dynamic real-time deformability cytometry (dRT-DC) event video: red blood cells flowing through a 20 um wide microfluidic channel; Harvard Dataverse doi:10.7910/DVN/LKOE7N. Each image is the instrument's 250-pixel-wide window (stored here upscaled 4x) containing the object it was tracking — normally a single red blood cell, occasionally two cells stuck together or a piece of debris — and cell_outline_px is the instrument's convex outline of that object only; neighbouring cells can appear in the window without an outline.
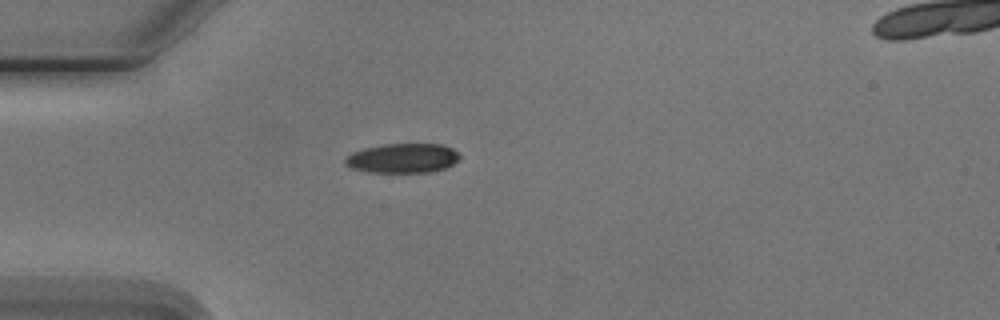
{"species": "Egyptian fruit bat (a non-hibernating species)", "species_latin": "Rousettus aegyptiacus", "temperature_condition": "cold", "stored_images_in_passage": 2, "camera_frame_rate_fps": 3000, "um_per_image_px": 0.085, "animal": {"sex": "male"}, "frame": {"image": 1, "passage_image": 1, "time_ms": 0.0, "image_size_px": [1000, 320], "cell_outline_px": [[460, 160], [444, 168], [428, 172], [368, 172], [352, 168], [344, 164], [344, 160], [352, 152], [364, 148], [384, 144], [444, 144], [460, 152]], "centroid_in_image_um": [34.25, 13.44], "position_along_channel_um": 50.7, "area_um2": 19.77}}